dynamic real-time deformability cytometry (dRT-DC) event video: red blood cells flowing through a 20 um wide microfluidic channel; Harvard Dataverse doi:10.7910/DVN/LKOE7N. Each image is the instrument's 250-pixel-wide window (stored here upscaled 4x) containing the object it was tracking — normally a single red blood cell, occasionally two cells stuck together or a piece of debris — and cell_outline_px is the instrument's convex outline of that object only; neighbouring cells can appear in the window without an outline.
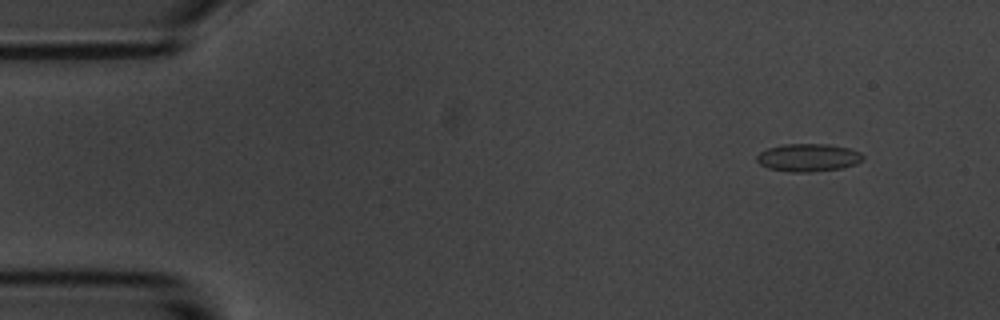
{"species": "common noctule bat (a hibernating species)", "species_latin": "Nyctalus noctula", "temperature_condition": "room temperature", "stored_images_in_passage": 56, "camera_frame_rate_fps": 3000, "um_per_image_px": 0.085, "animal": {"sex": "male", "body_mass_g": 20.1, "forearm_length_mm": 53.5}, "frame": {"image": 1, "passage_image": 5, "time_ms": 1.333, "image_size_px": [1000, 320], "cell_outline_px": [[864, 160], [856, 164], [844, 168], [808, 172], [788, 172], [768, 168], [760, 164], [756, 160], [756, 156], [760, 152], [768, 148], [784, 144], [828, 144], [848, 148], [860, 152], [864, 156]], "centroid_in_image_um": [68.71, 13.4], "position_along_channel_um": 16.3, "area_um2": 17.34}}
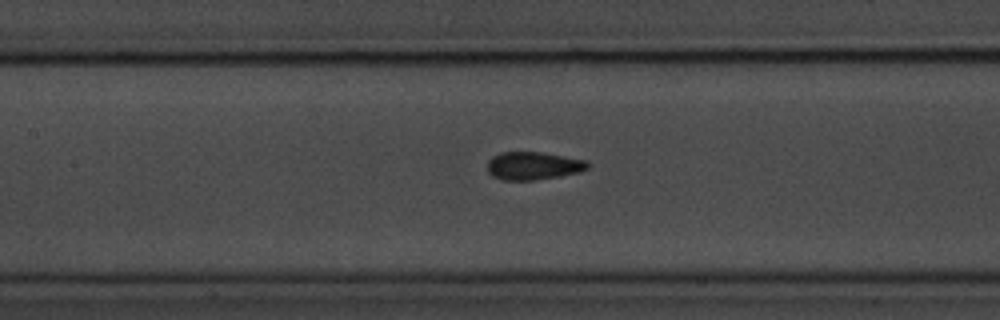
{"frame": {"image": 2, "passage_image": 25, "time_ms": 8.0, "image_size_px": [1000, 320], "cell_outline_px": [[592, 164], [588, 168], [580, 172], [560, 176], [536, 180], [500, 180], [492, 176], [488, 172], [488, 160], [492, 156], [500, 152], [544, 152], [588, 160]], "centroid_in_image_um": [45.36, 14.09], "position_along_channel_um": 162.0, "area_um2": 16.7}}
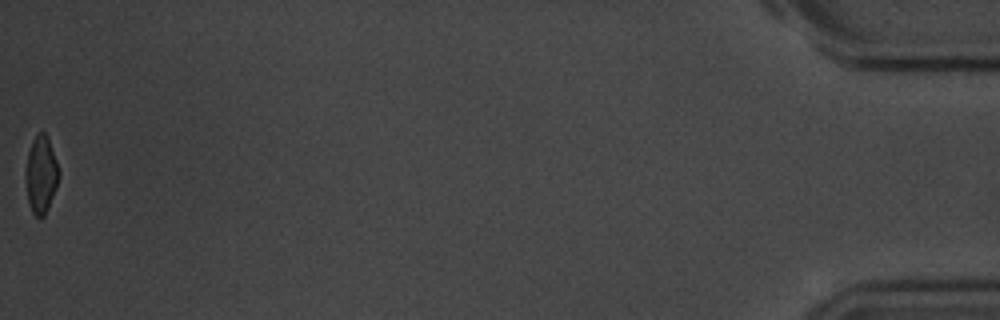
{"frame": {"image": 3, "passage_image": 56, "time_ms": 18.333, "image_size_px": [1000, 320], "cell_outline_px": [[60, 176], [56, 188], [48, 208], [44, 216], [40, 220], [32, 212], [28, 204], [24, 176], [24, 172], [28, 152], [32, 140], [40, 132], [44, 132], [48, 140], [60, 172]], "centroid_in_image_um": [3.46, 14.9], "position_along_channel_um": 431.7, "area_um2": 15.09}, "authors_computed_cell_mechanics": {"area_um2": 16.1262, "velocity_mm_per_s": 3.5757, "shape_relaxation_time_tau1_ms": 3.4752, "shape_relaxation_time_tau2_ms": 1.3736, "deformation_change_tau1": 0.1166, "deformation_change_tau2": 0.0616}}